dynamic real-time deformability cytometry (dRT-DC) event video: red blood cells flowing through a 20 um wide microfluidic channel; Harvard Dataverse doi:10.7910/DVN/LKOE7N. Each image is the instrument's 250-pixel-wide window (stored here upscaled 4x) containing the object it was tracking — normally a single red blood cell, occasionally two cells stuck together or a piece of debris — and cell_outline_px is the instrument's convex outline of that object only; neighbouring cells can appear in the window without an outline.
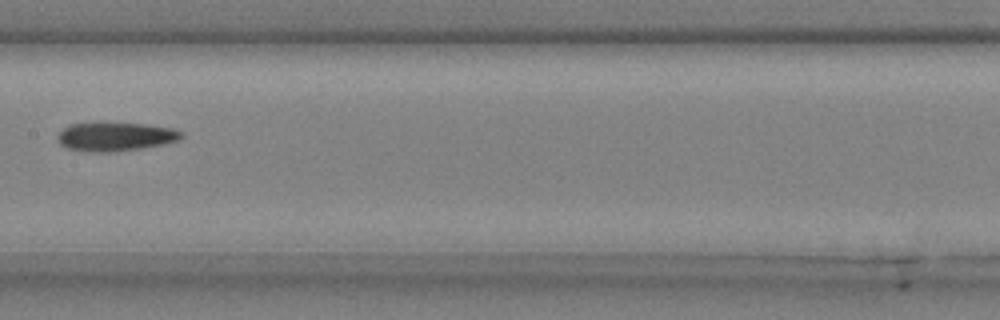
{"species": "common noctule bat (a hibernating species)", "species_latin": "Nyctalus noctula", "temperature_condition": "cold", "stored_images_in_passage": 7, "camera_frame_rate_fps": 3000, "um_per_image_px": 0.085, "animal": {"sex": "male", "body_mass_g": 20.4}, "frame": {"image": 1, "passage_image": 7, "time_ms": 2.0, "image_size_px": [1000, 320], "cell_outline_px": [[184, 136], [180, 140], [164, 144], [144, 148], [112, 152], [88, 152], [68, 148], [60, 144], [56, 136], [68, 124], [144, 124], [172, 128], [184, 132]], "centroid_in_image_um": [9.85, 11.64], "position_along_channel_um": 197.6, "area_um2": 20.58}}